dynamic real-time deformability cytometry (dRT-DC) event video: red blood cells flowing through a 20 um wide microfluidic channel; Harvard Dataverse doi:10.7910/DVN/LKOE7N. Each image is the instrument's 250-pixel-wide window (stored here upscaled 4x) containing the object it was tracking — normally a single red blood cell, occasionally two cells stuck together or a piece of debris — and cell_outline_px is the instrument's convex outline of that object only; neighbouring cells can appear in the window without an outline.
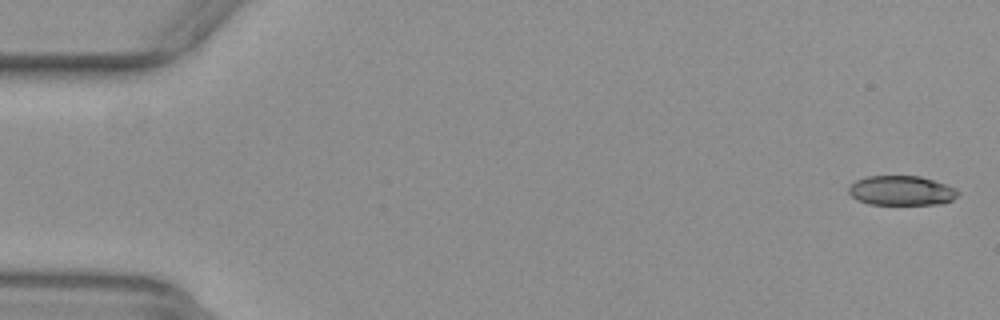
{"species": "common noctule bat (a hibernating species)", "species_latin": "Nyctalus noctula", "temperature_condition": "warm", "stored_images_in_passage": 10, "camera_frame_rate_fps": 3000, "um_per_image_px": 0.085, "animal": {"sex": "female", "body_mass_g": 29.2, "forearm_length_mm": 56.3}, "frame": {"image": 1, "passage_image": 2, "time_ms": 0.333, "image_size_px": [1000, 320], "cell_outline_px": [[960, 192], [952, 200], [944, 204], [868, 204], [856, 200], [848, 192], [848, 188], [856, 180], [868, 176], [920, 176], [956, 188]], "centroid_in_image_um": [76.61, 16.21], "position_along_channel_um": 8.4, "area_um2": 18.84}}